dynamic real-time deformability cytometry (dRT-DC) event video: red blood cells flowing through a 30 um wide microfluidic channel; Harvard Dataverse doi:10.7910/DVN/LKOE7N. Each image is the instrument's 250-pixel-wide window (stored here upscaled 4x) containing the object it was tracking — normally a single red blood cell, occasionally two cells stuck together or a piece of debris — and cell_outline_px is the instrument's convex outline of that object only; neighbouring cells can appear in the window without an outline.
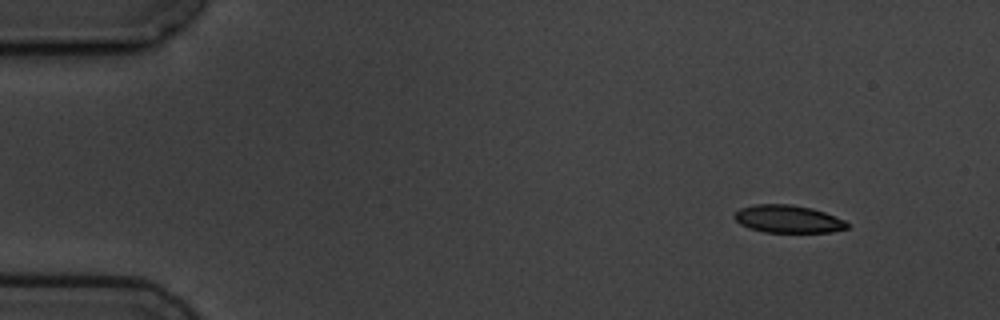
{"species": "common noctule bat (a hibernating species)", "species_latin": "Nyctalus noctula", "temperature_condition": "cold", "stored_images_in_passage": 5, "camera_frame_rate_fps": 3000, "um_per_image_px": 0.085, "animal": {"sex": "male", "body_mass_g": 19.5, "forearm_length_mm": 54.6}, "frame": {"image": 1, "passage_image": 1, "time_ms": 0.0, "image_size_px": [1000, 320], "cell_outline_px": [[848, 228], [832, 232], [764, 232], [748, 228], [740, 224], [732, 216], [740, 208], [752, 204], [792, 204], [812, 208], [824, 212], [844, 220], [848, 224]], "centroid_in_image_um": [66.95, 18.61], "position_along_channel_um": 18.1, "area_um2": 18.26}}
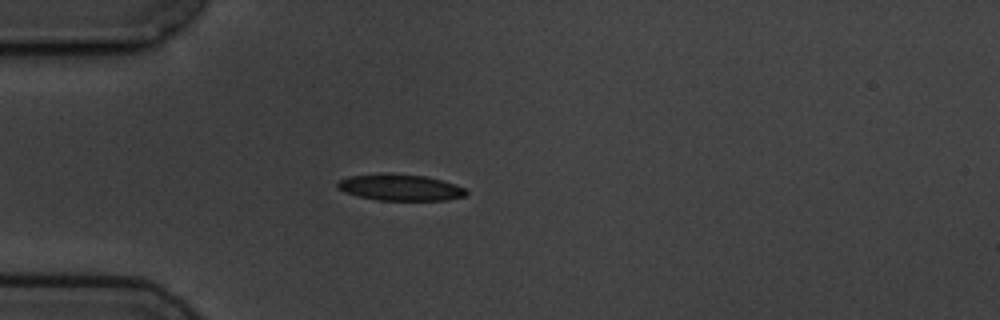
{"frame": {"image": 2, "passage_image": 4, "time_ms": 3.333, "image_size_px": [1000, 320], "cell_outline_px": [[468, 192], [464, 196], [448, 200], [376, 200], [344, 192], [336, 188], [336, 184], [340, 180], [348, 176], [380, 172], [424, 176], [440, 180], [464, 188]], "centroid_in_image_um": [33.95, 15.92], "position_along_channel_um": 51.1, "area_um2": 19.77}}